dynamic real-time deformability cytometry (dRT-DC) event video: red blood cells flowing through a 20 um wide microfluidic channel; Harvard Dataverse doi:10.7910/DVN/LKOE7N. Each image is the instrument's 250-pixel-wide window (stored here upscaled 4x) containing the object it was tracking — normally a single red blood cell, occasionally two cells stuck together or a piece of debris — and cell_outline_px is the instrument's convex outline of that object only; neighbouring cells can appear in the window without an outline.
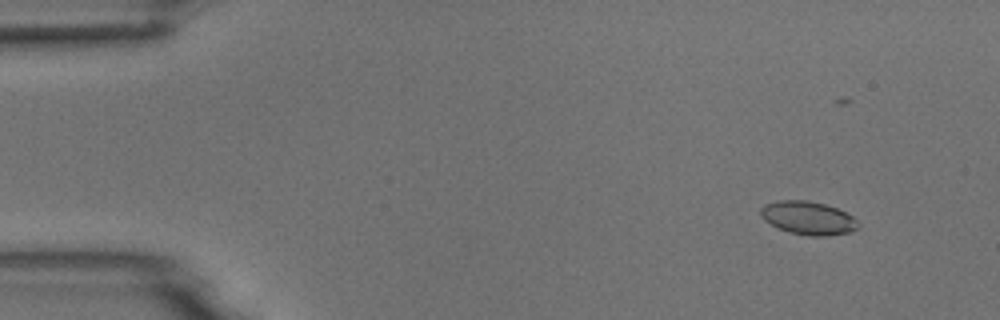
{"species": "common noctule bat (a hibernating species)", "species_latin": "Nyctalus noctula", "temperature_condition": "room temperature", "stored_images_in_passage": 5, "camera_frame_rate_fps": 3000, "um_per_image_px": 0.085, "animal": {"sex": "male", "body_mass_g": 18.8}, "frame": {"image": 1, "passage_image": 2, "time_ms": 0.333, "image_size_px": [1000, 320], "cell_outline_px": [[860, 228], [848, 232], [828, 236], [808, 236], [792, 232], [780, 228], [764, 220], [760, 216], [760, 208], [764, 204], [780, 200], [804, 200], [824, 204], [836, 208], [852, 216], [860, 224]], "centroid_in_image_um": [68.69, 18.53], "position_along_channel_um": 16.3, "area_um2": 18.79}}
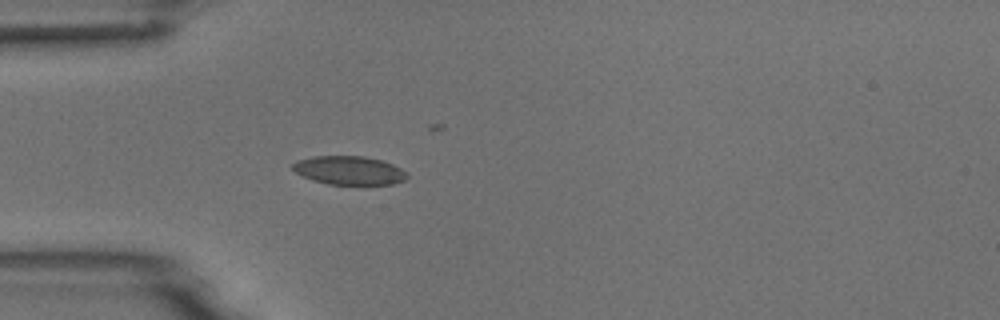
{"frame": {"image": 2, "passage_image": 5, "time_ms": 1.333, "image_size_px": [1000, 320], "cell_outline_px": [[408, 176], [404, 180], [392, 184], [328, 184], [312, 180], [296, 172], [292, 168], [292, 164], [296, 160], [312, 156], [364, 156], [380, 160], [392, 164], [408, 172]], "centroid_in_image_um": [29.67, 14.47], "position_along_channel_um": 55.3, "area_um2": 19.02}}